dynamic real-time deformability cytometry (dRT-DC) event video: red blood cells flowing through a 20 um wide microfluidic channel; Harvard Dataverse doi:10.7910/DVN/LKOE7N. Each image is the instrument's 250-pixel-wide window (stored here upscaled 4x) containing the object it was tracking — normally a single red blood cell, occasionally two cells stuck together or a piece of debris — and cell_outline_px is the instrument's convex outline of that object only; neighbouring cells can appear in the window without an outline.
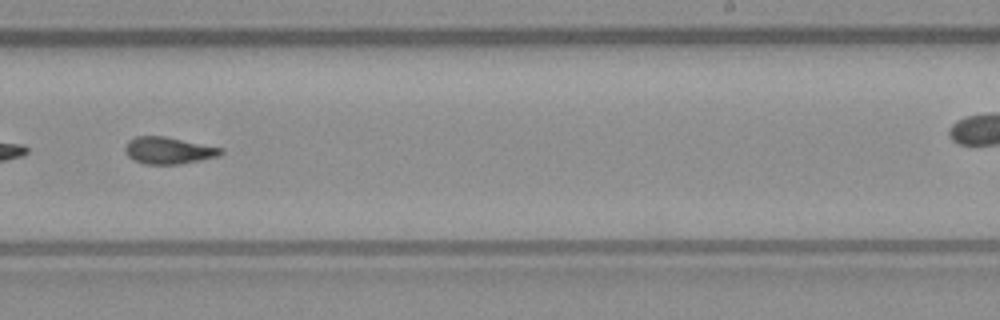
{"species": "common noctule bat (a hibernating species)", "species_latin": "Nyctalus noctula", "temperature_condition": "warm", "stored_images_in_passage": 52, "segment_of_instrument_passage": [2, 2], "camera_frame_rate_fps": 3000, "um_per_image_px": 0.085, "animal": {"sex": "male", "body_mass_g": 23.1, "forearm_length_mm": 52.7}, "frame": {"image": 1, "passage_image": 31, "time_ms": 10.0, "image_size_px": [1000, 320], "cell_outline_px": [[224, 152], [220, 156], [180, 164], [144, 164], [128, 156], [124, 148], [128, 140], [136, 136], [164, 136], [224, 148]], "centroid_in_image_um": [14.35, 12.78], "position_along_channel_um": 274.7, "area_um2": 15.03}}
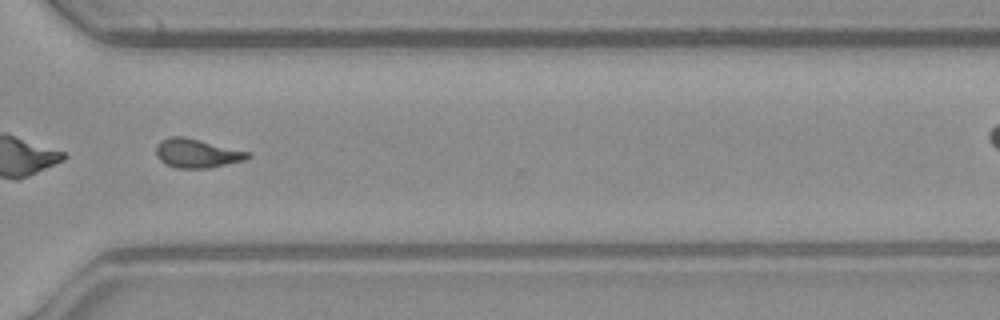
{"frame": {"image": 2, "passage_image": 37, "time_ms": 12.0, "image_size_px": [1000, 320], "cell_outline_px": [[252, 156], [244, 160], [208, 168], [176, 168], [160, 160], [156, 156], [156, 148], [164, 140], [172, 136], [184, 136], [248, 152]], "centroid_in_image_um": [16.74, 13.04], "position_along_channel_um": 353.9, "area_um2": 15.03}}
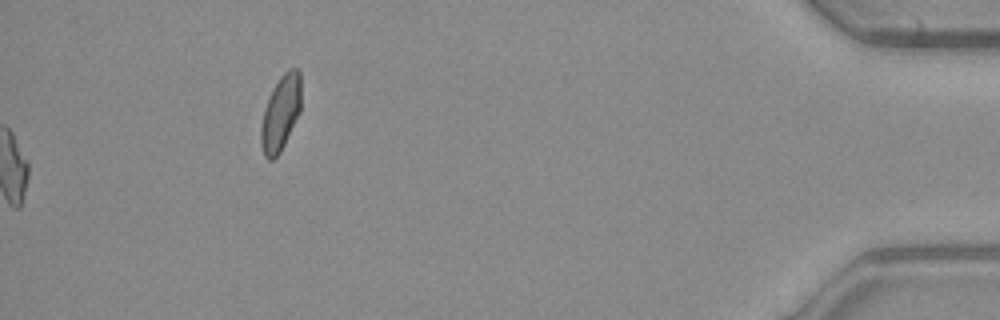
{"frame": {"image": 3, "passage_image": 52, "time_ms": 17.0, "image_size_px": [1000, 320], "cell_outline_px": [[300, 112], [280, 152], [272, 160], [268, 160], [264, 156], [260, 140], [260, 128], [264, 112], [268, 100], [280, 76], [288, 68], [296, 68], [300, 72]], "centroid_in_image_um": [23.86, 9.62], "position_along_channel_um": 411.3, "area_um2": 17.28}}